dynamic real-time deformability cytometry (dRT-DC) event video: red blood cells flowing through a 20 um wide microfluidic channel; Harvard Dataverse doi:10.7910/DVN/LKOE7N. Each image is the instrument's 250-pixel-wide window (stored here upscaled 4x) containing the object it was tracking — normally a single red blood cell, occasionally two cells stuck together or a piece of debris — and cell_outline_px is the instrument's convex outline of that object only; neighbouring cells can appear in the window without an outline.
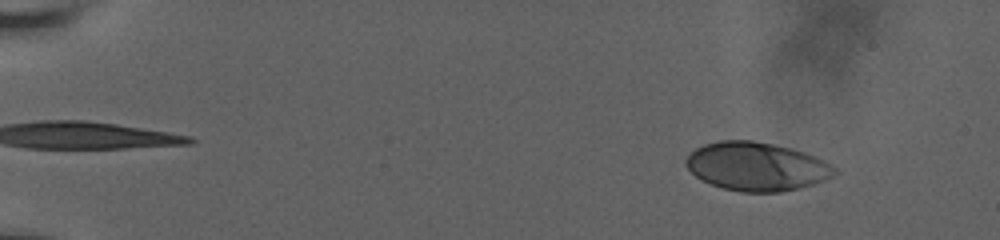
{"species": "human", "species_latin": "Homo sapiens", "temperature_condition": "room temperature", "stored_images_in_passage": 57, "camera_frame_rate_fps": 3000, "um_per_image_px": 0.085, "donor": {"sex": "male"}, "frame": {"image": 1, "passage_image": 7, "time_ms": 2.0, "image_size_px": [1000, 240], "cell_outline_px": [[840, 172], [824, 180], [800, 188], [780, 192], [740, 192], [724, 188], [712, 184], [696, 176], [684, 164], [684, 160], [696, 148], [704, 144], [720, 140], [752, 140], [792, 148], [804, 152], [824, 160], [836, 168]], "centroid_in_image_um": [64.32, 14.15], "position_along_channel_um": 20.7, "area_um2": 41.96}}
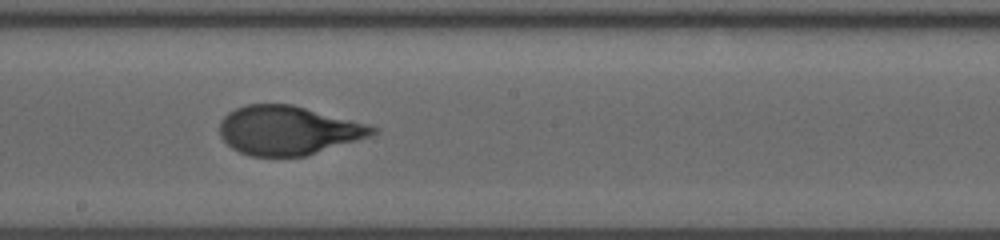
{"frame": {"image": 2, "passage_image": 34, "time_ms": 11.0, "image_size_px": [1000, 240], "cell_outline_px": [[376, 132], [372, 136], [304, 156], [252, 156], [240, 152], [232, 148], [220, 136], [220, 120], [228, 112], [236, 108], [248, 104], [292, 104], [368, 124], [376, 128]], "centroid_in_image_um": [24.48, 11.07], "position_along_channel_um": 223.7, "area_um2": 43.35}}
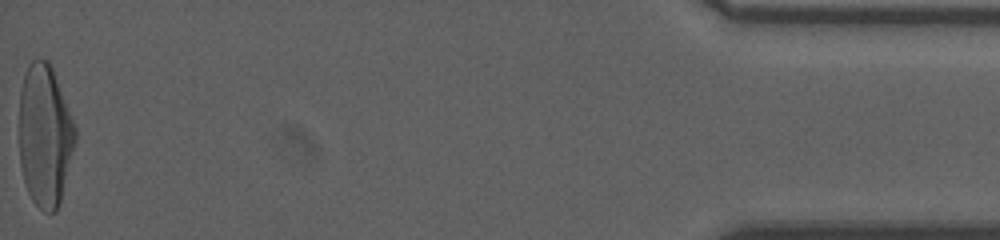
{"frame": {"image": 3, "passage_image": 57, "time_ms": 18.667, "image_size_px": [1000, 240], "cell_outline_px": [[76, 140], [60, 200], [56, 212], [44, 212], [32, 200], [28, 192], [24, 180], [20, 164], [20, 92], [24, 72], [28, 64], [32, 60], [48, 60], [52, 68], [76, 128]], "centroid_in_image_um": [3.8, 11.52], "position_along_channel_um": 431.4, "area_um2": 45.95}, "authors_computed_cell_mechanics": {"area_um2": 43.35, "velocity_mm_per_s": 3.8283, "shape_relaxation_time_tau1_ms": 5.0631, "shape_relaxation_time_tau2_ms": null, "deformation_change_tau1": 0.2363, "deformation_change_tau2": null}}